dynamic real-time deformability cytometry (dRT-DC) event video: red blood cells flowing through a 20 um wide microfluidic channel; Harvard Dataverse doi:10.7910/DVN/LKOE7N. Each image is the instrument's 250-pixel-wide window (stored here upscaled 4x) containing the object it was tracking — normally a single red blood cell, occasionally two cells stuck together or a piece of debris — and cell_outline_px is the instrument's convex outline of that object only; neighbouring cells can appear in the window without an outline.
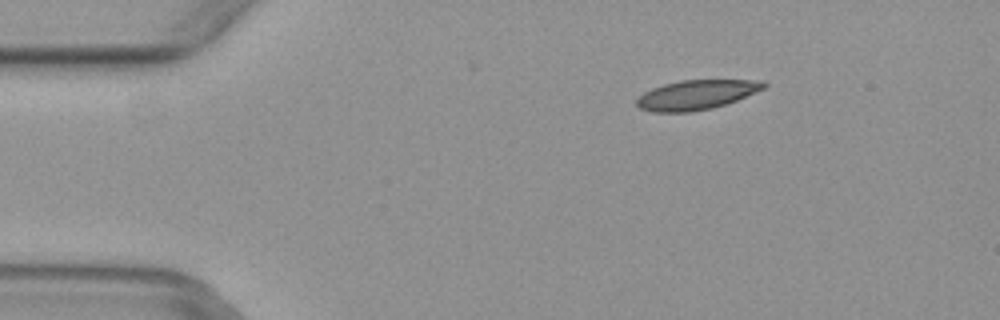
{"species": "common noctule bat (a hibernating species)", "species_latin": "Nyctalus noctula", "temperature_condition": "warm", "stored_images_in_passage": 3, "camera_frame_rate_fps": 3000, "um_per_image_px": 0.085, "animal": {"sex": "female", "body_mass_g": 29.2, "forearm_length_mm": 56.3}, "frame": {"image": 1, "passage_image": 2, "time_ms": 0.333, "image_size_px": [1000, 320], "cell_outline_px": [[768, 84], [764, 88], [736, 100], [712, 108], [688, 112], [652, 112], [640, 108], [636, 104], [636, 100], [644, 92], [652, 88], [664, 84], [680, 80], [764, 80]], "centroid_in_image_um": [59.18, 8.05], "position_along_channel_um": 25.8, "area_um2": 21.73}}